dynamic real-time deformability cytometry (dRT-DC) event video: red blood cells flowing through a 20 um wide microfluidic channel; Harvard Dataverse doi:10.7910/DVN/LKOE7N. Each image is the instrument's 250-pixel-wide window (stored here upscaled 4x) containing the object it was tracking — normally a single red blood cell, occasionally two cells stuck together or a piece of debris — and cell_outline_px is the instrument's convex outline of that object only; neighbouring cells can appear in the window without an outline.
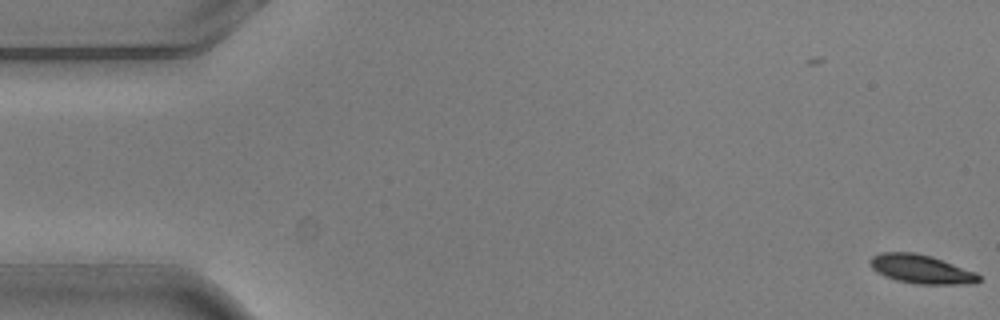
{"species": "common noctule bat (a hibernating species)", "species_latin": "Nyctalus noctula", "temperature_condition": "warm", "stored_images_in_passage": 5, "camera_frame_rate_fps": 3000, "um_per_image_px": 0.085, "animal": {"sex": "male", "body_mass_g": 20.5, "forearm_length_mm": 52.5}, "frame": {"image": 1, "passage_image": 1, "time_ms": 0.0, "image_size_px": [1000, 320], "cell_outline_px": [[980, 280], [976, 284], [916, 284], [896, 280], [884, 276], [876, 272], [872, 268], [868, 260], [872, 256], [880, 252], [916, 252], [932, 256], [976, 272], [980, 276]], "centroid_in_image_um": [78.29, 22.87], "position_along_channel_um": 6.7, "area_um2": 18.5}}
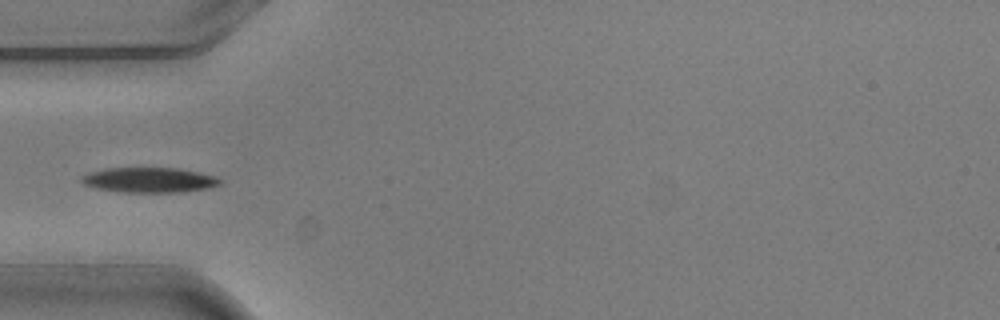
{"frame": {"image": 2, "passage_image": 5, "time_ms": 1.333, "image_size_px": [1000, 320], "cell_outline_px": [[224, 184], [208, 188], [180, 192], [124, 192], [96, 188], [84, 184], [80, 180], [80, 176], [104, 168], [180, 168], [216, 176], [224, 180]], "centroid_in_image_um": [12.75, 15.29], "position_along_channel_um": 72.3, "area_um2": 20.35}}